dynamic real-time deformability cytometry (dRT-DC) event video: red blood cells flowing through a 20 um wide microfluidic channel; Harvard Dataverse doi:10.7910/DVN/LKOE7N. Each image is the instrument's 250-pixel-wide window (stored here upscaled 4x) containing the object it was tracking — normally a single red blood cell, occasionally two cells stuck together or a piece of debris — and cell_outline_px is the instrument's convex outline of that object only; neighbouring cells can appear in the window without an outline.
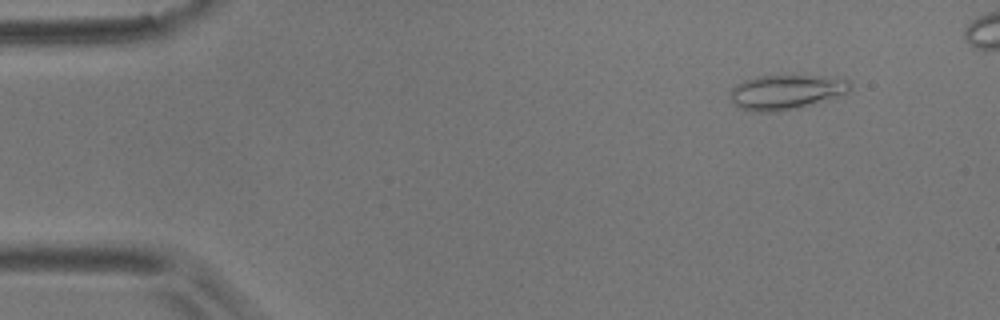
{"species": "common noctule bat (a hibernating species)", "species_latin": "Nyctalus noctula", "temperature_condition": "room temperature", "stored_images_in_passage": 5, "camera_frame_rate_fps": 3000, "um_per_image_px": 0.085, "animal": {"sex": "male", "body_mass_g": 17.9}, "frame": {"image": 1, "passage_image": 2, "time_ms": 0.333, "image_size_px": [1000, 320], "cell_outline_px": [[848, 92], [800, 108], [776, 112], [752, 112], [740, 108], [732, 100], [728, 92], [736, 84], [744, 80], [760, 76], [808, 76], [848, 80]], "centroid_in_image_um": [66.71, 7.85], "position_along_channel_um": 18.3, "area_um2": 23.76}}